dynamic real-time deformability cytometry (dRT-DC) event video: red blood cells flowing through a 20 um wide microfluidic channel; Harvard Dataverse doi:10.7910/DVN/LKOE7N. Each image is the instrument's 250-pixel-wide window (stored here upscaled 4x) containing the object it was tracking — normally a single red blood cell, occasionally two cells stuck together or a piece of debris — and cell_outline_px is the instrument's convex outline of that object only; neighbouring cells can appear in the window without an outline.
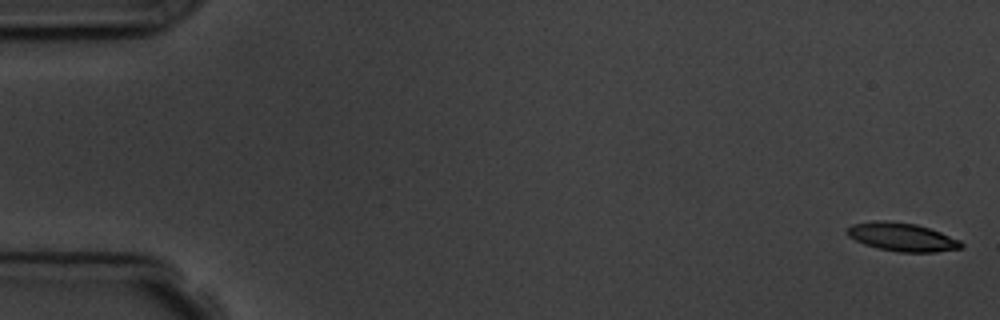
{"species": "common noctule bat (a hibernating species)", "species_latin": "Nyctalus noctula", "temperature_condition": "room temperature", "stored_images_in_passage": 7, "camera_frame_rate_fps": 3000, "um_per_image_px": 0.085, "animal": {"sex": "male", "body_mass_g": 19.5, "forearm_length_mm": 54.6}, "frame": {"image": 1, "passage_image": 1, "time_ms": 0.0, "image_size_px": [1000, 320], "cell_outline_px": [[964, 244], [960, 248], [936, 252], [900, 252], [876, 248], [864, 244], [848, 236], [848, 228], [852, 224], [876, 220], [884, 220], [916, 224], [940, 232], [960, 240]], "centroid_in_image_um": [76.67, 20.15], "position_along_channel_um": 8.3, "area_um2": 18.73}}
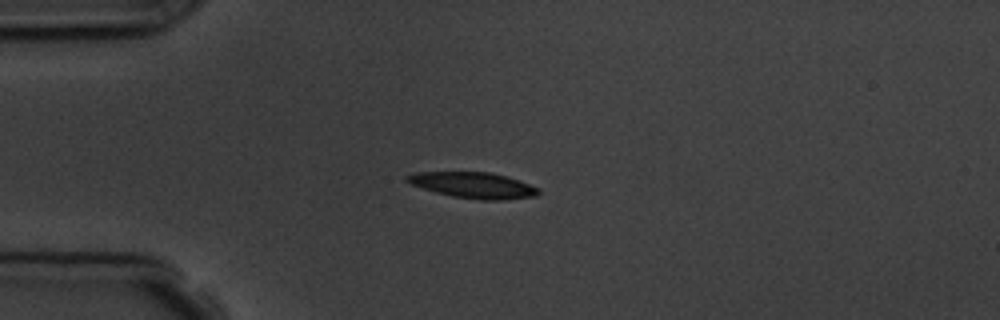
{"frame": {"image": 2, "passage_image": 5, "time_ms": 4.333, "image_size_px": [1000, 320], "cell_outline_px": [[540, 192], [536, 196], [504, 200], [480, 200], [452, 196], [436, 192], [412, 184], [404, 180], [404, 176], [416, 172], [492, 172], [508, 176], [540, 188]], "centroid_in_image_um": [40.26, 15.74], "position_along_channel_um": 44.7, "area_um2": 19.94}}